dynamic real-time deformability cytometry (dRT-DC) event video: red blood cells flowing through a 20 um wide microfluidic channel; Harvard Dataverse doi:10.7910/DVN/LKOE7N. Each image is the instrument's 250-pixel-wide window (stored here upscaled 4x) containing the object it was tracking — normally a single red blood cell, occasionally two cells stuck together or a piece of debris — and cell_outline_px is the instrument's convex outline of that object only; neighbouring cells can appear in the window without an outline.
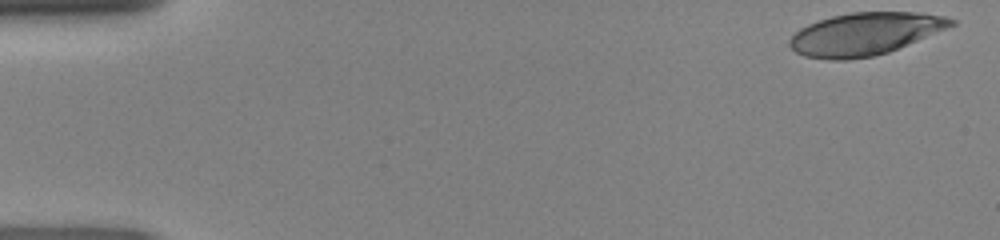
{"species": "human", "species_latin": "Homo sapiens", "temperature_condition": "room temperature", "stored_images_in_passage": 47, "camera_frame_rate_fps": 3000, "um_per_image_px": 0.085, "donor": {"sex": "female"}, "frame": {"image": 1, "passage_image": 1, "time_ms": 0.0, "image_size_px": [1000, 240], "cell_outline_px": [[956, 24], [888, 52], [872, 56], [848, 60], [828, 60], [804, 56], [796, 52], [788, 44], [788, 40], [800, 28], [808, 24], [832, 16], [852, 12], [916, 12], [944, 16], [956, 20]], "centroid_in_image_um": [73.48, 2.88], "position_along_channel_um": 11.5, "area_um2": 39.71}}
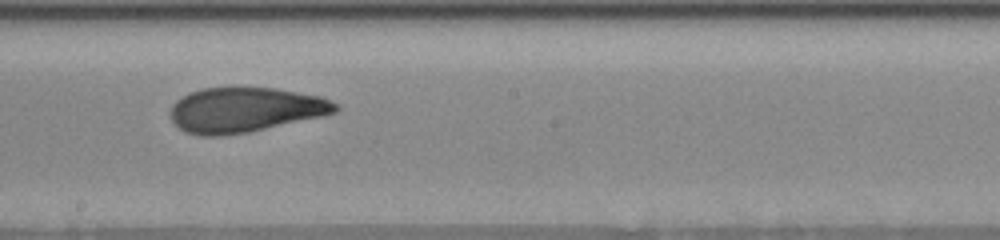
{"frame": {"image": 2, "passage_image": 26, "time_ms": 8.333, "image_size_px": [1000, 240], "cell_outline_px": [[340, 108], [336, 112], [324, 116], [248, 132], [220, 136], [200, 136], [184, 132], [172, 120], [168, 112], [172, 104], [176, 100], [188, 92], [200, 88], [276, 88], [320, 96], [340, 104]], "centroid_in_image_um": [20.82, 9.34], "position_along_channel_um": 227.4, "area_um2": 43.47}}
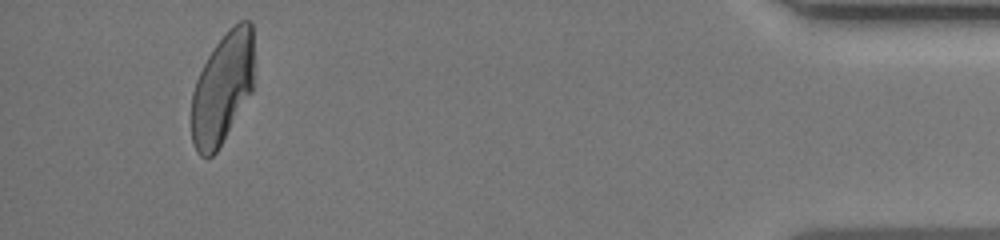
{"frame": {"image": 3, "passage_image": 44, "time_ms": 14.333, "image_size_px": [1000, 240], "cell_outline_px": [[252, 92], [216, 152], [212, 156], [200, 156], [196, 152], [192, 140], [192, 92], [196, 80], [208, 56], [216, 44], [228, 28], [240, 20], [252, 20]], "centroid_in_image_um": [18.89, 7.49], "position_along_channel_um": 416.3, "area_um2": 40.17}}